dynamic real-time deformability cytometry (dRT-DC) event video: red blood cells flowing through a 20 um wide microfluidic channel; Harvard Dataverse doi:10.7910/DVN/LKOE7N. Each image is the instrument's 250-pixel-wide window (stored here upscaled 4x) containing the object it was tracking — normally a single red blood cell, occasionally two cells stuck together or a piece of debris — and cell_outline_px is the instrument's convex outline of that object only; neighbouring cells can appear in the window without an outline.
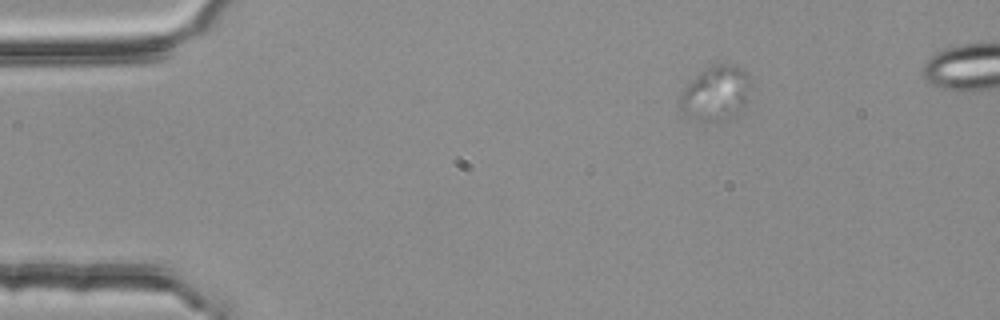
{"species": "common noctule bat (a hibernating species)", "species_latin": "Nyctalus noctula", "temperature_condition": "room temperature", "stored_images_in_passage": 4, "camera_frame_rate_fps": 3000, "um_per_image_px": 0.085, "animal": {"sex": "female", "body_mass_g": 25.1}, "frame": {"image": 1, "passage_image": 1, "time_ms": 0.0, "image_size_px": [1000, 320], "cell_outline_px": [[752, 84], [736, 116], [720, 120], [704, 120], [688, 116], [680, 112], [680, 92], [704, 68], [712, 64], [736, 64], [744, 68], [752, 76]], "centroid_in_image_um": [60.87, 7.86], "position_along_channel_um": 24.1, "area_um2": 22.54}}
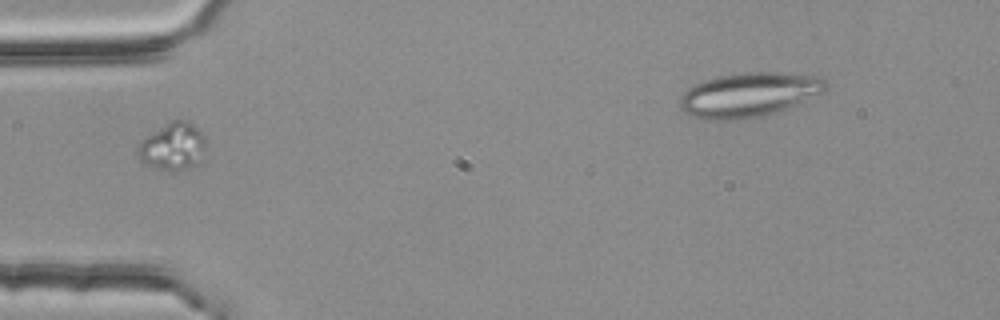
{"frame": {"image": 2, "passage_image": 3, "time_ms": 0.667, "image_size_px": [1000, 320], "cell_outline_px": [[208, 144], [196, 164], [176, 172], [168, 172], [148, 168], [140, 160], [136, 152], [136, 148], [140, 140], [164, 124], [172, 120], [188, 120], [200, 128]], "centroid_in_image_um": [14.66, 12.46], "position_along_channel_um": 70.3, "area_um2": 19.54}}
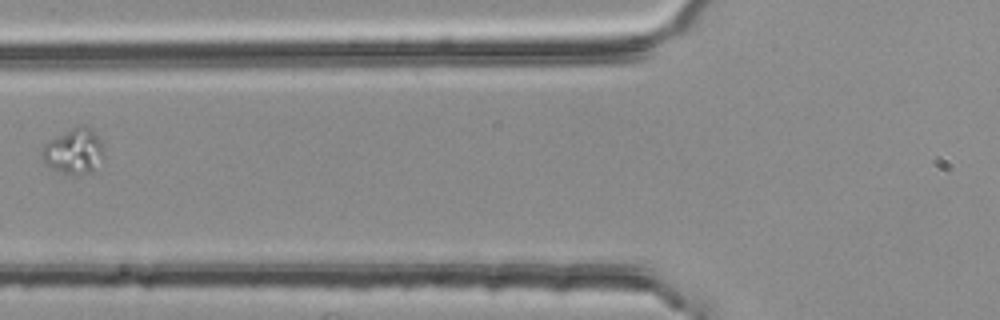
{"frame": {"image": 3, "passage_image": 4, "time_ms": 1.0, "image_size_px": [1000, 320], "cell_outline_px": [[100, 152], [92, 168], [88, 172], [76, 176], [72, 176], [52, 168], [40, 156], [44, 144], [72, 128], [92, 128], [100, 140]], "centroid_in_image_um": [6.18, 12.87], "position_along_channel_um": 119.6, "area_um2": 15.14}}